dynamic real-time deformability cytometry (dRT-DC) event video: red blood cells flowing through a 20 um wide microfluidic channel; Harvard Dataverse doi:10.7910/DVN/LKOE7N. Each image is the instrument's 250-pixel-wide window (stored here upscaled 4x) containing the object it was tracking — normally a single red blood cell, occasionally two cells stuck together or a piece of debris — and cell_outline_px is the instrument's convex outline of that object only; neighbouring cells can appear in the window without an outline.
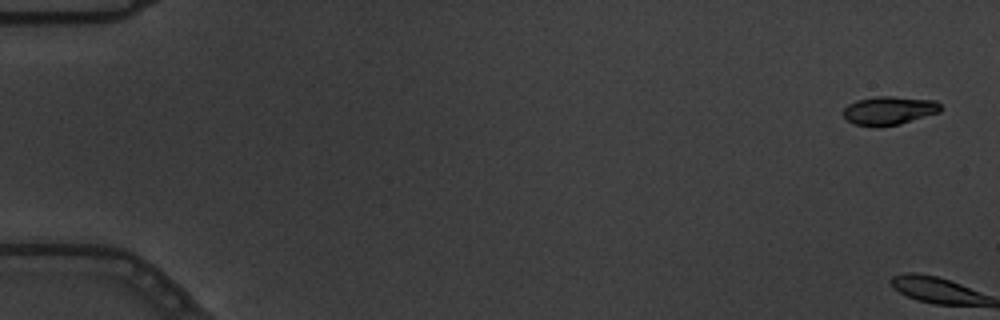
{"species": "common noctule bat (a hibernating species)", "species_latin": "Nyctalus noctula", "temperature_condition": "warm", "stored_images_in_passage": 7, "camera_frame_rate_fps": 3000, "um_per_image_px": 0.085, "animal": {"sex": "male", "body_mass_g": 19.5, "forearm_length_mm": 54.6}, "frame": {"image": 1, "passage_image": 1, "time_ms": 0.0, "image_size_px": [1000, 320], "cell_outline_px": [[940, 112], [900, 124], [876, 128], [872, 128], [856, 124], [848, 120], [844, 116], [844, 108], [848, 104], [856, 100], [876, 96], [892, 96], [936, 100], [940, 104]], "centroid_in_image_um": [75.57, 9.4], "position_along_channel_um": 9.4, "area_um2": 16.36}}
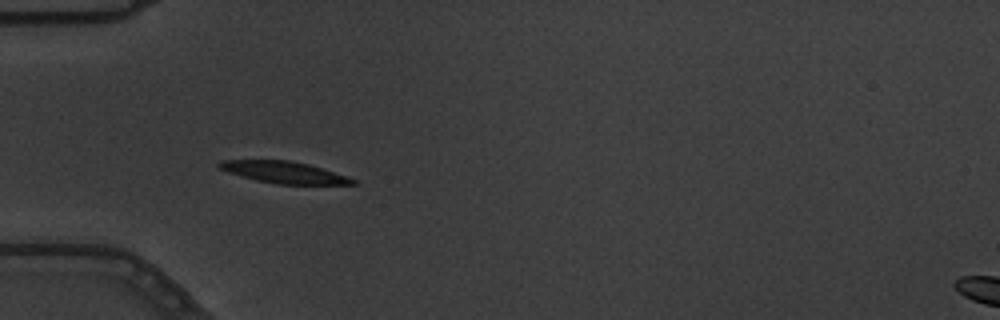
{"frame": {"image": 2, "passage_image": 6, "time_ms": 1.667, "image_size_px": [1000, 320], "cell_outline_px": [[360, 184], [280, 184], [256, 180], [228, 172], [216, 168], [216, 164], [220, 160], [288, 160], [308, 164], [356, 180]], "centroid_in_image_um": [24.06, 14.64], "position_along_channel_um": 60.9, "area_um2": 16.65}}